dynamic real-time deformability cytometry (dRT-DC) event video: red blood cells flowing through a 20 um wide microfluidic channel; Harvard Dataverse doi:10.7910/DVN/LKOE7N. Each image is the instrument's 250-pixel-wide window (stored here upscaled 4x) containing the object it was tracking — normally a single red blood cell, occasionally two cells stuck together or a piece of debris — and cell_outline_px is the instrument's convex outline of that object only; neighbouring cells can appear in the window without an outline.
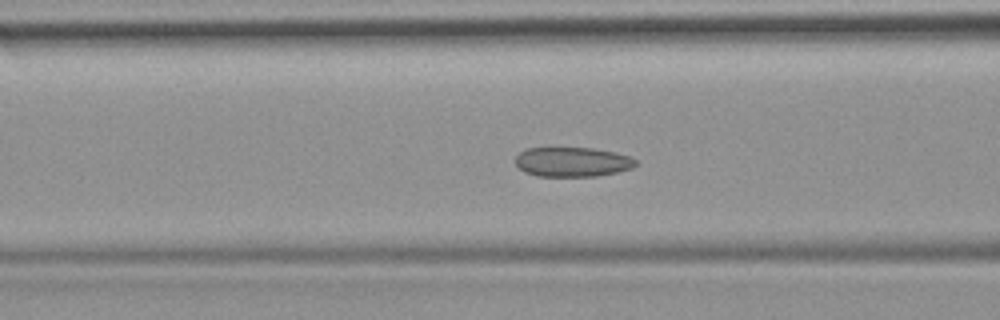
{"species": "common noctule bat (a hibernating species)", "species_latin": "Nyctalus noctula", "temperature_condition": "room temperature", "stored_images_in_passage": 47, "camera_frame_rate_fps": 3000, "um_per_image_px": 0.085, "animal": {"sex": "female", "body_mass_g": 19.9}, "frame": {"image": 1, "passage_image": 20, "time_ms": 6.333, "image_size_px": [1000, 320], "cell_outline_px": [[640, 164], [632, 168], [616, 172], [596, 176], [536, 176], [524, 172], [516, 164], [516, 156], [520, 152], [528, 148], [592, 148], [616, 152], [632, 156]], "centroid_in_image_um": [48.7, 13.76], "position_along_channel_um": 117.9, "area_um2": 20.87}, "authors_computed_cell_mechanics": {"area_um2": 21.2704, "velocity_mm_per_s": 3.9442, "shape_relaxation_time_tau1_ms": null, "shape_relaxation_time_tau2_ms": 1.5339, "deformation_change_tau1": null, "deformation_change_tau2": 0.063}}